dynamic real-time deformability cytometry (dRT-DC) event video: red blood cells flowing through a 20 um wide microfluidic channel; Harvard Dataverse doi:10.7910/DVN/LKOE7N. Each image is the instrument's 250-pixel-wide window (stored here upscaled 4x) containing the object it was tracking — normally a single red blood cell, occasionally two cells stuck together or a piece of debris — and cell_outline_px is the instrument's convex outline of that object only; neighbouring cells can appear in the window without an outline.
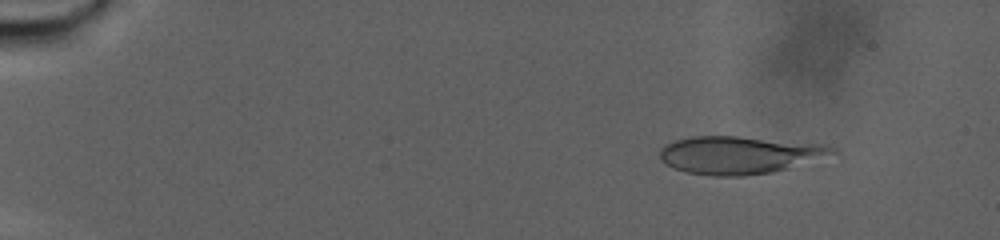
{"species": "human", "species_latin": "Homo sapiens", "temperature_condition": "warm", "stored_images_in_passage": 100, "camera_frame_rate_fps": 3000, "um_per_image_px": 0.085, "donor": {"sex": "male"}, "frame": {"image": 1, "passage_image": 13, "time_ms": 4.0, "image_size_px": [1000, 240], "cell_outline_px": [[840, 152], [788, 168], [768, 172], [744, 176], [716, 176], [688, 172], [676, 168], [660, 160], [660, 148], [664, 144], [676, 140], [692, 136], [736, 136], [820, 144], [836, 148]], "centroid_in_image_um": [62.81, 13.16], "position_along_channel_um": 22.2, "area_um2": 37.45}}
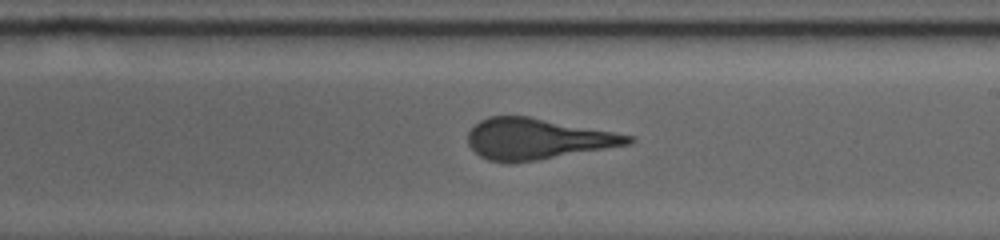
{"frame": {"image": 2, "passage_image": 62, "time_ms": 20.333, "image_size_px": [1000, 240], "cell_outline_px": [[636, 140], [632, 144], [512, 164], [504, 164], [488, 160], [480, 156], [468, 144], [468, 132], [480, 120], [488, 116], [528, 116], [636, 136]], "centroid_in_image_um": [45.67, 11.82], "position_along_channel_um": 243.3, "area_um2": 38.38}}
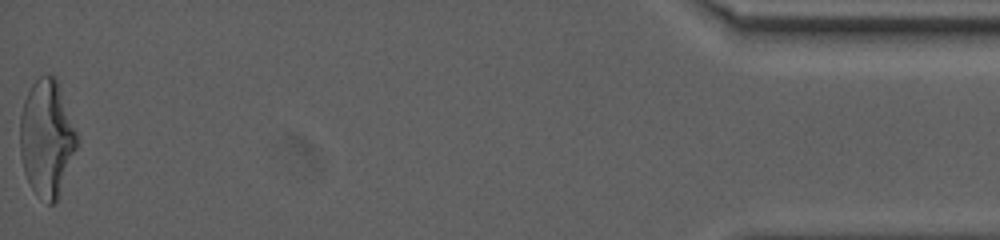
{"frame": {"image": 3, "passage_image": 100, "time_ms": 33.0, "image_size_px": [1000, 240], "cell_outline_px": [[80, 140], [56, 200], [52, 204], [48, 204], [32, 188], [24, 172], [20, 156], [20, 116], [24, 100], [32, 84], [40, 76], [56, 76]], "centroid_in_image_um": [3.98, 11.71], "position_along_channel_um": 431.2, "area_um2": 38.44}}